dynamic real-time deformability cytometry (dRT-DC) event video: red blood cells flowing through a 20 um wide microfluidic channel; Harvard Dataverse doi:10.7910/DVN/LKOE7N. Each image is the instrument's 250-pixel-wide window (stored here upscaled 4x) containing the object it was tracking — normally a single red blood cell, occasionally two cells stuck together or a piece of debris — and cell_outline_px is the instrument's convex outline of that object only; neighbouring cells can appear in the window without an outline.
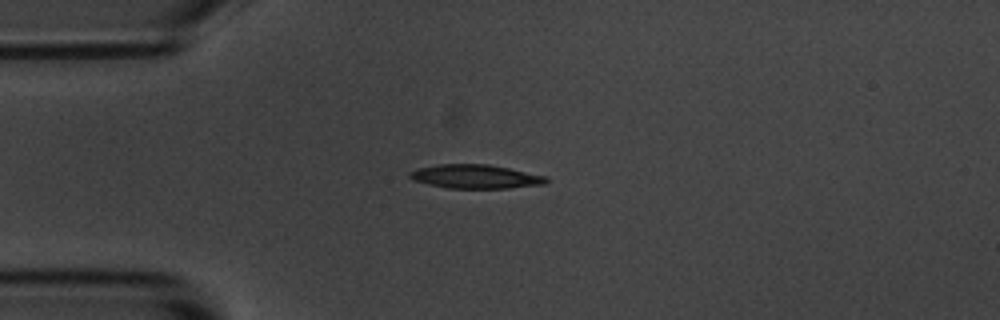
{"species": "common noctule bat (a hibernating species)", "species_latin": "Nyctalus noctula", "temperature_condition": "room temperature", "stored_images_in_passage": 7, "camera_frame_rate_fps": 3000, "um_per_image_px": 0.085, "animal": {"sex": "male", "body_mass_g": 20.1, "forearm_length_mm": 53.5}, "frame": {"image": 1, "passage_image": 2, "time_ms": 1.0, "image_size_px": [1000, 320], "cell_outline_px": [[548, 180], [544, 184], [508, 188], [448, 188], [428, 184], [412, 180], [408, 176], [408, 172], [420, 168], [440, 164], [488, 164], [548, 176]], "centroid_in_image_um": [40.41, 15.01], "position_along_channel_um": 44.6, "area_um2": 18.9}}
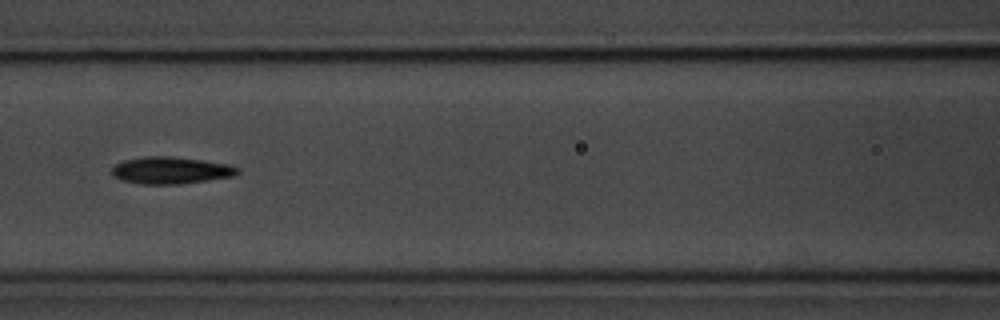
{"frame": {"image": 2, "passage_image": 5, "time_ms": 4.333, "image_size_px": [1000, 320], "cell_outline_px": [[240, 172], [232, 176], [180, 184], [140, 184], [120, 180], [112, 176], [112, 168], [116, 164], [124, 160], [144, 156], [168, 156], [200, 160], [228, 164], [240, 168]], "centroid_in_image_um": [14.48, 14.48], "position_along_channel_um": 152.1, "area_um2": 19.71}}
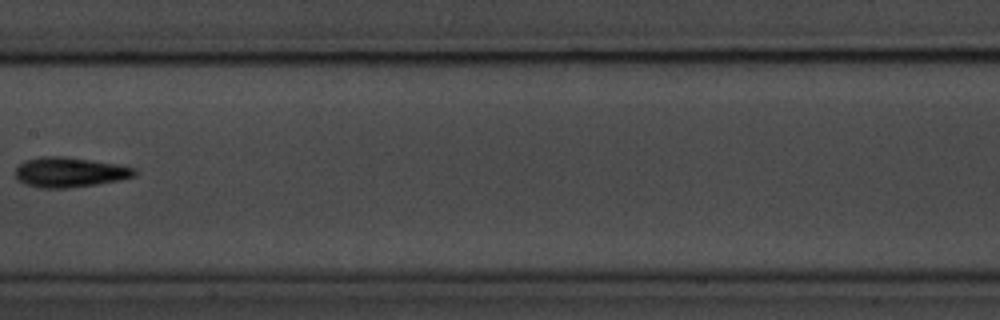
{"frame": {"image": 3, "passage_image": 6, "time_ms": 5.667, "image_size_px": [1000, 320], "cell_outline_px": [[140, 172], [136, 176], [120, 180], [96, 184], [68, 188], [40, 188], [24, 184], [16, 180], [16, 168], [24, 160], [40, 156], [68, 156], [116, 164], [136, 168]], "centroid_in_image_um": [5.93, 14.63], "position_along_channel_um": 201.5, "area_um2": 21.15}}